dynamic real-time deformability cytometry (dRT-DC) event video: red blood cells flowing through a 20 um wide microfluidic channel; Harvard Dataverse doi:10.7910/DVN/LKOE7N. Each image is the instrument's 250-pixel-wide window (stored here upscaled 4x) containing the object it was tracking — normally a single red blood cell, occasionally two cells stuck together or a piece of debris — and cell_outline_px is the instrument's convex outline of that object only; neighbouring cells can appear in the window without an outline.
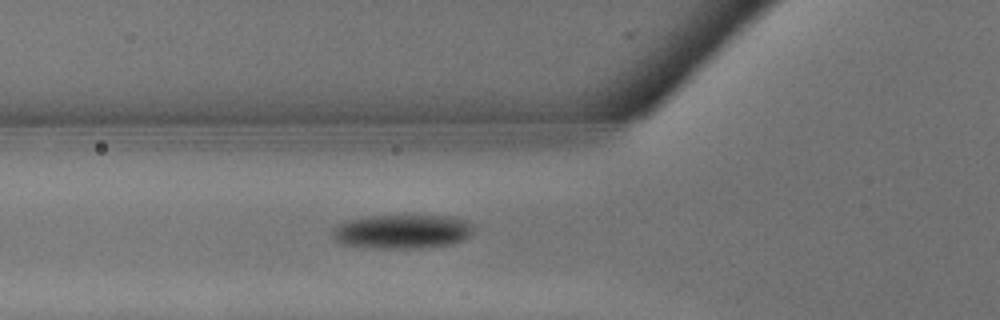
{"species": "common noctule bat (a hibernating species)", "species_latin": "Nyctalus noctula", "temperature_condition": "warm", "stored_images_in_passage": 20, "camera_frame_rate_fps": 3000, "um_per_image_px": 0.085, "animal": {"sex": "male", "body_mass_g": 13.3}, "frame": {"image": 1, "passage_image": 3, "time_ms": 0.667, "image_size_px": [1000, 320], "cell_outline_px": [[472, 232], [464, 240], [452, 244], [420, 248], [372, 248], [340, 244], [336, 240], [332, 232], [332, 228], [348, 220], [368, 216], [448, 216], [468, 220], [472, 224]], "centroid_in_image_um": [34.19, 19.69], "position_along_channel_um": 91.6, "area_um2": 28.03}}
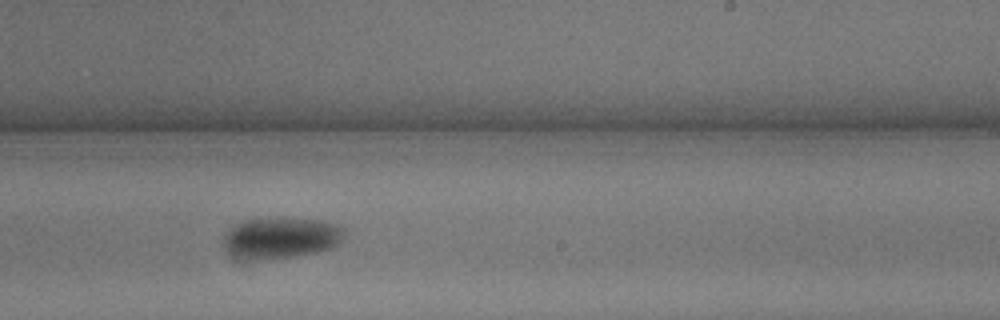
{"frame": {"image": 2, "passage_image": 10, "time_ms": 3.0, "image_size_px": [1000, 320], "cell_outline_px": [[344, 236], [336, 248], [296, 256], [228, 256], [224, 252], [224, 232], [236, 224], [244, 220], [268, 216], [280, 216], [320, 220], [340, 224], [344, 228]], "centroid_in_image_um": [23.92, 20.13], "position_along_channel_um": 265.1, "area_um2": 29.19}}
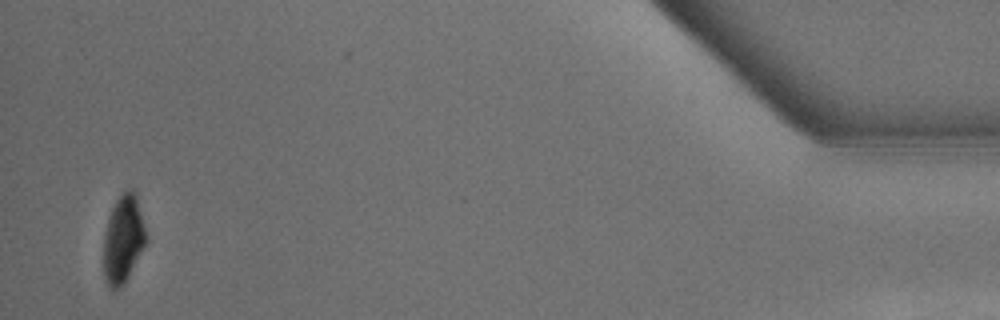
{"frame": {"image": 3, "passage_image": 20, "time_ms": 6.333, "image_size_px": [1000, 320], "cell_outline_px": [[148, 240], [128, 276], [120, 288], [108, 288], [104, 280], [104, 236], [108, 220], [112, 208], [116, 200], [128, 188], [132, 188], [136, 192], [148, 236]], "centroid_in_image_um": [10.5, 20.3], "position_along_channel_um": 424.7, "area_um2": 21.79}}